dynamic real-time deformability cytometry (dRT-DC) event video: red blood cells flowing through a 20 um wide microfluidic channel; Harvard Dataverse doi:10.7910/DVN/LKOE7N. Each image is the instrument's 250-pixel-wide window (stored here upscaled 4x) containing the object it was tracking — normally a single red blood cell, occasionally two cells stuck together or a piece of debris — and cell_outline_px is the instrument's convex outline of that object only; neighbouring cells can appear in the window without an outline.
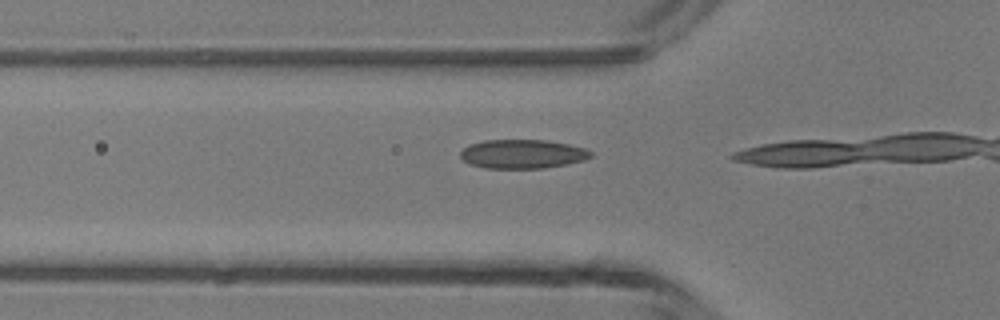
{"species": "common noctule bat (a hibernating species)", "species_latin": "Nyctalus noctula", "temperature_condition": "room temperature", "stored_images_in_passage": 12, "camera_frame_rate_fps": 3000, "um_per_image_px": 0.085, "animal": {"sex": "male", "body_mass_g": 13.3}, "frame": {"image": 1, "passage_image": 10, "time_ms": 3.0, "image_size_px": [1000, 320], "cell_outline_px": [[592, 156], [584, 160], [568, 164], [544, 168], [484, 168], [468, 164], [460, 156], [460, 152], [468, 144], [484, 140], [548, 140], [568, 144], [584, 148], [592, 152]], "centroid_in_image_um": [44.39, 13.09], "position_along_channel_um": 81.4, "area_um2": 22.14}}